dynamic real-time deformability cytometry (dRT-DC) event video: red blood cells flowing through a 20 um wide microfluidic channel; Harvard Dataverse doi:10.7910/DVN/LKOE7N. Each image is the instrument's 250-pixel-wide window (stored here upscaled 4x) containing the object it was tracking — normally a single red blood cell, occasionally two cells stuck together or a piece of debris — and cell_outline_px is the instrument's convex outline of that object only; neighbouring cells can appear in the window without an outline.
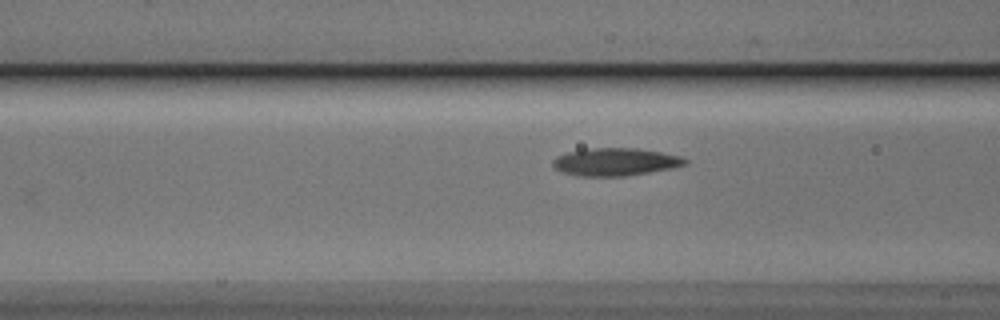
{"species": "Egyptian fruit bat (a non-hibernating species)", "species_latin": "Rousettus aegyptiacus", "temperature_condition": "cold", "stored_images_in_passage": 7, "camera_frame_rate_fps": 3000, "um_per_image_px": 0.085, "animal": {"sex": "male"}, "frame": {"image": 1, "passage_image": 5, "time_ms": 1.333, "image_size_px": [1000, 320], "cell_outline_px": [[688, 164], [672, 168], [624, 176], [576, 176], [560, 172], [552, 168], [552, 160], [556, 156], [568, 152], [592, 148], [636, 148], [660, 152], [680, 156], [688, 160]], "centroid_in_image_um": [52.25, 13.77], "position_along_channel_um": 114.3, "area_um2": 21.44}}